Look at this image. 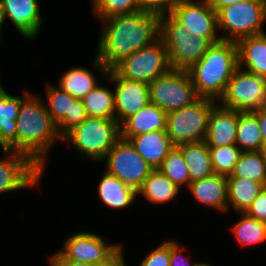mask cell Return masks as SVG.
<instances>
[{"instance_id":"38","label":"cell","mask_w":266,"mask_h":266,"mask_svg":"<svg viewBox=\"0 0 266 266\" xmlns=\"http://www.w3.org/2000/svg\"><path fill=\"white\" fill-rule=\"evenodd\" d=\"M244 213L259 221L266 222V187Z\"/></svg>"},{"instance_id":"42","label":"cell","mask_w":266,"mask_h":266,"mask_svg":"<svg viewBox=\"0 0 266 266\" xmlns=\"http://www.w3.org/2000/svg\"><path fill=\"white\" fill-rule=\"evenodd\" d=\"M244 0H208L210 7L218 12L221 8H224L229 5H233L234 3H239Z\"/></svg>"},{"instance_id":"40","label":"cell","mask_w":266,"mask_h":266,"mask_svg":"<svg viewBox=\"0 0 266 266\" xmlns=\"http://www.w3.org/2000/svg\"><path fill=\"white\" fill-rule=\"evenodd\" d=\"M122 245H119L109 256L104 260L92 264V266H127L123 255Z\"/></svg>"},{"instance_id":"6","label":"cell","mask_w":266,"mask_h":266,"mask_svg":"<svg viewBox=\"0 0 266 266\" xmlns=\"http://www.w3.org/2000/svg\"><path fill=\"white\" fill-rule=\"evenodd\" d=\"M217 101L199 97L192 104L167 112L166 132L174 146L205 140L208 121Z\"/></svg>"},{"instance_id":"36","label":"cell","mask_w":266,"mask_h":266,"mask_svg":"<svg viewBox=\"0 0 266 266\" xmlns=\"http://www.w3.org/2000/svg\"><path fill=\"white\" fill-rule=\"evenodd\" d=\"M139 266H170V240L162 242L150 251Z\"/></svg>"},{"instance_id":"8","label":"cell","mask_w":266,"mask_h":266,"mask_svg":"<svg viewBox=\"0 0 266 266\" xmlns=\"http://www.w3.org/2000/svg\"><path fill=\"white\" fill-rule=\"evenodd\" d=\"M112 69L120 77L150 84L171 67L163 41L158 38L151 45L123 58Z\"/></svg>"},{"instance_id":"46","label":"cell","mask_w":266,"mask_h":266,"mask_svg":"<svg viewBox=\"0 0 266 266\" xmlns=\"http://www.w3.org/2000/svg\"><path fill=\"white\" fill-rule=\"evenodd\" d=\"M2 25H3V23H2V20H1V18H0V41L3 39V37H2V33H1V30H2Z\"/></svg>"},{"instance_id":"14","label":"cell","mask_w":266,"mask_h":266,"mask_svg":"<svg viewBox=\"0 0 266 266\" xmlns=\"http://www.w3.org/2000/svg\"><path fill=\"white\" fill-rule=\"evenodd\" d=\"M107 77L115 85V120L119 125L150 103L149 84L120 77L113 69Z\"/></svg>"},{"instance_id":"43","label":"cell","mask_w":266,"mask_h":266,"mask_svg":"<svg viewBox=\"0 0 266 266\" xmlns=\"http://www.w3.org/2000/svg\"><path fill=\"white\" fill-rule=\"evenodd\" d=\"M252 112L257 116L261 135H266V107Z\"/></svg>"},{"instance_id":"23","label":"cell","mask_w":266,"mask_h":266,"mask_svg":"<svg viewBox=\"0 0 266 266\" xmlns=\"http://www.w3.org/2000/svg\"><path fill=\"white\" fill-rule=\"evenodd\" d=\"M236 43L239 67L266 78V33L243 37Z\"/></svg>"},{"instance_id":"39","label":"cell","mask_w":266,"mask_h":266,"mask_svg":"<svg viewBox=\"0 0 266 266\" xmlns=\"http://www.w3.org/2000/svg\"><path fill=\"white\" fill-rule=\"evenodd\" d=\"M183 252L182 248L177 241H170V266H195L196 262L193 264L189 260L185 259L184 255L180 254Z\"/></svg>"},{"instance_id":"33","label":"cell","mask_w":266,"mask_h":266,"mask_svg":"<svg viewBox=\"0 0 266 266\" xmlns=\"http://www.w3.org/2000/svg\"><path fill=\"white\" fill-rule=\"evenodd\" d=\"M158 170L180 189L182 185L188 187L191 183L186 162L181 151L176 146L169 152Z\"/></svg>"},{"instance_id":"9","label":"cell","mask_w":266,"mask_h":266,"mask_svg":"<svg viewBox=\"0 0 266 266\" xmlns=\"http://www.w3.org/2000/svg\"><path fill=\"white\" fill-rule=\"evenodd\" d=\"M218 103L227 109L255 111L266 107V78L238 67Z\"/></svg>"},{"instance_id":"11","label":"cell","mask_w":266,"mask_h":266,"mask_svg":"<svg viewBox=\"0 0 266 266\" xmlns=\"http://www.w3.org/2000/svg\"><path fill=\"white\" fill-rule=\"evenodd\" d=\"M104 159L106 160V171L136 191L153 171L130 141L121 137Z\"/></svg>"},{"instance_id":"34","label":"cell","mask_w":266,"mask_h":266,"mask_svg":"<svg viewBox=\"0 0 266 266\" xmlns=\"http://www.w3.org/2000/svg\"><path fill=\"white\" fill-rule=\"evenodd\" d=\"M212 167L215 174L229 176L239 160L242 151L236 144L221 147H209Z\"/></svg>"},{"instance_id":"12","label":"cell","mask_w":266,"mask_h":266,"mask_svg":"<svg viewBox=\"0 0 266 266\" xmlns=\"http://www.w3.org/2000/svg\"><path fill=\"white\" fill-rule=\"evenodd\" d=\"M170 15L191 35L207 38L212 44L221 41L218 33L217 12L208 0H179Z\"/></svg>"},{"instance_id":"10","label":"cell","mask_w":266,"mask_h":266,"mask_svg":"<svg viewBox=\"0 0 266 266\" xmlns=\"http://www.w3.org/2000/svg\"><path fill=\"white\" fill-rule=\"evenodd\" d=\"M150 102L165 112L192 104L197 95L188 71L170 69L149 84Z\"/></svg>"},{"instance_id":"20","label":"cell","mask_w":266,"mask_h":266,"mask_svg":"<svg viewBox=\"0 0 266 266\" xmlns=\"http://www.w3.org/2000/svg\"><path fill=\"white\" fill-rule=\"evenodd\" d=\"M128 140L153 170L162 166L164 159L175 147L166 130H157L132 136Z\"/></svg>"},{"instance_id":"28","label":"cell","mask_w":266,"mask_h":266,"mask_svg":"<svg viewBox=\"0 0 266 266\" xmlns=\"http://www.w3.org/2000/svg\"><path fill=\"white\" fill-rule=\"evenodd\" d=\"M95 76L84 67H73L62 74L58 87L76 99H83L99 84Z\"/></svg>"},{"instance_id":"21","label":"cell","mask_w":266,"mask_h":266,"mask_svg":"<svg viewBox=\"0 0 266 266\" xmlns=\"http://www.w3.org/2000/svg\"><path fill=\"white\" fill-rule=\"evenodd\" d=\"M195 201L219 211L228 210V189L226 176L212 174L193 181L188 186Z\"/></svg>"},{"instance_id":"19","label":"cell","mask_w":266,"mask_h":266,"mask_svg":"<svg viewBox=\"0 0 266 266\" xmlns=\"http://www.w3.org/2000/svg\"><path fill=\"white\" fill-rule=\"evenodd\" d=\"M0 82V147L2 150L16 152V118L20 113L22 102L31 94L15 96L6 92Z\"/></svg>"},{"instance_id":"7","label":"cell","mask_w":266,"mask_h":266,"mask_svg":"<svg viewBox=\"0 0 266 266\" xmlns=\"http://www.w3.org/2000/svg\"><path fill=\"white\" fill-rule=\"evenodd\" d=\"M222 40L237 42L240 38L264 33L266 0H244L221 8L217 12Z\"/></svg>"},{"instance_id":"18","label":"cell","mask_w":266,"mask_h":266,"mask_svg":"<svg viewBox=\"0 0 266 266\" xmlns=\"http://www.w3.org/2000/svg\"><path fill=\"white\" fill-rule=\"evenodd\" d=\"M219 105V106H218ZM239 110L224 108L220 103L211 111L205 142L208 147L236 144Z\"/></svg>"},{"instance_id":"13","label":"cell","mask_w":266,"mask_h":266,"mask_svg":"<svg viewBox=\"0 0 266 266\" xmlns=\"http://www.w3.org/2000/svg\"><path fill=\"white\" fill-rule=\"evenodd\" d=\"M2 152L6 156L0 158V193L38 187L44 173L41 168L25 154L12 150Z\"/></svg>"},{"instance_id":"41","label":"cell","mask_w":266,"mask_h":266,"mask_svg":"<svg viewBox=\"0 0 266 266\" xmlns=\"http://www.w3.org/2000/svg\"><path fill=\"white\" fill-rule=\"evenodd\" d=\"M49 260H50V266H92L91 263H82V262L67 260L59 252L52 254Z\"/></svg>"},{"instance_id":"2","label":"cell","mask_w":266,"mask_h":266,"mask_svg":"<svg viewBox=\"0 0 266 266\" xmlns=\"http://www.w3.org/2000/svg\"><path fill=\"white\" fill-rule=\"evenodd\" d=\"M16 152L28 156L44 171L52 145L63 141L43 100L31 93L16 118Z\"/></svg>"},{"instance_id":"25","label":"cell","mask_w":266,"mask_h":266,"mask_svg":"<svg viewBox=\"0 0 266 266\" xmlns=\"http://www.w3.org/2000/svg\"><path fill=\"white\" fill-rule=\"evenodd\" d=\"M182 153L191 182L214 174L210 149L205 141L176 146Z\"/></svg>"},{"instance_id":"27","label":"cell","mask_w":266,"mask_h":266,"mask_svg":"<svg viewBox=\"0 0 266 266\" xmlns=\"http://www.w3.org/2000/svg\"><path fill=\"white\" fill-rule=\"evenodd\" d=\"M180 190L166 175L156 169L144 180L137 190V195L144 196L148 202L161 204L172 200Z\"/></svg>"},{"instance_id":"35","label":"cell","mask_w":266,"mask_h":266,"mask_svg":"<svg viewBox=\"0 0 266 266\" xmlns=\"http://www.w3.org/2000/svg\"><path fill=\"white\" fill-rule=\"evenodd\" d=\"M93 12L99 19L140 11L137 0H92Z\"/></svg>"},{"instance_id":"22","label":"cell","mask_w":266,"mask_h":266,"mask_svg":"<svg viewBox=\"0 0 266 266\" xmlns=\"http://www.w3.org/2000/svg\"><path fill=\"white\" fill-rule=\"evenodd\" d=\"M166 123L167 112L150 102L120 125V137L128 140L132 136L166 130Z\"/></svg>"},{"instance_id":"26","label":"cell","mask_w":266,"mask_h":266,"mask_svg":"<svg viewBox=\"0 0 266 266\" xmlns=\"http://www.w3.org/2000/svg\"><path fill=\"white\" fill-rule=\"evenodd\" d=\"M228 189V209L231 206L236 212H245L264 189L259 182L243 178H226Z\"/></svg>"},{"instance_id":"17","label":"cell","mask_w":266,"mask_h":266,"mask_svg":"<svg viewBox=\"0 0 266 266\" xmlns=\"http://www.w3.org/2000/svg\"><path fill=\"white\" fill-rule=\"evenodd\" d=\"M39 6L38 0H0V18L3 24L8 18L20 35L32 40L43 22Z\"/></svg>"},{"instance_id":"3","label":"cell","mask_w":266,"mask_h":266,"mask_svg":"<svg viewBox=\"0 0 266 266\" xmlns=\"http://www.w3.org/2000/svg\"><path fill=\"white\" fill-rule=\"evenodd\" d=\"M238 67L237 43L221 40L212 44L201 59L188 69V73L199 97L219 101Z\"/></svg>"},{"instance_id":"31","label":"cell","mask_w":266,"mask_h":266,"mask_svg":"<svg viewBox=\"0 0 266 266\" xmlns=\"http://www.w3.org/2000/svg\"><path fill=\"white\" fill-rule=\"evenodd\" d=\"M226 178L248 179L266 187V162L259 151L242 152L233 172Z\"/></svg>"},{"instance_id":"16","label":"cell","mask_w":266,"mask_h":266,"mask_svg":"<svg viewBox=\"0 0 266 266\" xmlns=\"http://www.w3.org/2000/svg\"><path fill=\"white\" fill-rule=\"evenodd\" d=\"M120 244H107L101 236L89 231H80L68 236L62 250L65 259L95 264L109 256Z\"/></svg>"},{"instance_id":"44","label":"cell","mask_w":266,"mask_h":266,"mask_svg":"<svg viewBox=\"0 0 266 266\" xmlns=\"http://www.w3.org/2000/svg\"><path fill=\"white\" fill-rule=\"evenodd\" d=\"M261 136H262L263 144L259 152L261 153L263 160L266 162V135H261Z\"/></svg>"},{"instance_id":"24","label":"cell","mask_w":266,"mask_h":266,"mask_svg":"<svg viewBox=\"0 0 266 266\" xmlns=\"http://www.w3.org/2000/svg\"><path fill=\"white\" fill-rule=\"evenodd\" d=\"M98 196L103 204L112 209L127 208L136 199L137 191L106 170L98 183Z\"/></svg>"},{"instance_id":"37","label":"cell","mask_w":266,"mask_h":266,"mask_svg":"<svg viewBox=\"0 0 266 266\" xmlns=\"http://www.w3.org/2000/svg\"><path fill=\"white\" fill-rule=\"evenodd\" d=\"M140 10L159 16L170 14L179 0H137Z\"/></svg>"},{"instance_id":"30","label":"cell","mask_w":266,"mask_h":266,"mask_svg":"<svg viewBox=\"0 0 266 266\" xmlns=\"http://www.w3.org/2000/svg\"><path fill=\"white\" fill-rule=\"evenodd\" d=\"M82 101L87 116L115 119V99L113 90L98 84L82 99Z\"/></svg>"},{"instance_id":"5","label":"cell","mask_w":266,"mask_h":266,"mask_svg":"<svg viewBox=\"0 0 266 266\" xmlns=\"http://www.w3.org/2000/svg\"><path fill=\"white\" fill-rule=\"evenodd\" d=\"M120 138V125L115 119L87 117L74 126L62 140L69 142L83 158L103 161Z\"/></svg>"},{"instance_id":"32","label":"cell","mask_w":266,"mask_h":266,"mask_svg":"<svg viewBox=\"0 0 266 266\" xmlns=\"http://www.w3.org/2000/svg\"><path fill=\"white\" fill-rule=\"evenodd\" d=\"M242 218L233 226L232 232L242 246L254 245L266 241V222L259 221L244 212Z\"/></svg>"},{"instance_id":"4","label":"cell","mask_w":266,"mask_h":266,"mask_svg":"<svg viewBox=\"0 0 266 266\" xmlns=\"http://www.w3.org/2000/svg\"><path fill=\"white\" fill-rule=\"evenodd\" d=\"M159 38L166 48L171 69L181 71H188L212 45L207 38L191 35L170 14L160 16Z\"/></svg>"},{"instance_id":"29","label":"cell","mask_w":266,"mask_h":266,"mask_svg":"<svg viewBox=\"0 0 266 266\" xmlns=\"http://www.w3.org/2000/svg\"><path fill=\"white\" fill-rule=\"evenodd\" d=\"M263 144L257 116L252 111H239L236 145L242 152L260 151Z\"/></svg>"},{"instance_id":"1","label":"cell","mask_w":266,"mask_h":266,"mask_svg":"<svg viewBox=\"0 0 266 266\" xmlns=\"http://www.w3.org/2000/svg\"><path fill=\"white\" fill-rule=\"evenodd\" d=\"M160 16L146 11L111 16L102 20L94 66L107 76L123 58L159 38Z\"/></svg>"},{"instance_id":"15","label":"cell","mask_w":266,"mask_h":266,"mask_svg":"<svg viewBox=\"0 0 266 266\" xmlns=\"http://www.w3.org/2000/svg\"><path fill=\"white\" fill-rule=\"evenodd\" d=\"M46 108L63 137L74 126L82 123L88 116L82 99H76L68 92L47 84Z\"/></svg>"},{"instance_id":"45","label":"cell","mask_w":266,"mask_h":266,"mask_svg":"<svg viewBox=\"0 0 266 266\" xmlns=\"http://www.w3.org/2000/svg\"><path fill=\"white\" fill-rule=\"evenodd\" d=\"M195 266H212L211 264H209V263H207V262H198V263H196V265Z\"/></svg>"}]
</instances>
